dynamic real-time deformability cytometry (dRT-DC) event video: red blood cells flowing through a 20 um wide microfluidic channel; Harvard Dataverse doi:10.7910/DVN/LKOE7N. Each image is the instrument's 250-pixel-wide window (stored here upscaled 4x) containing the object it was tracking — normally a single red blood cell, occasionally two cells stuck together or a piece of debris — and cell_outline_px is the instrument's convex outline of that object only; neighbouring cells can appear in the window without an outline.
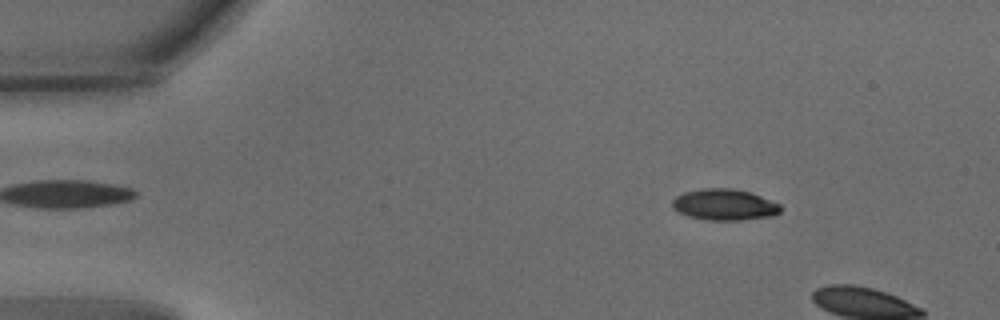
{"species": "common noctule bat (a hibernating species)", "species_latin": "Nyctalus noctula", "temperature_condition": "warm", "stored_images_in_passage": 8, "camera_frame_rate_fps": 3000, "um_per_image_px": 0.085, "animal": {"sex": "male", "body_mass_g": 15.6}, "frame": {"image": 1, "passage_image": 4, "time_ms": 1.0, "image_size_px": [1000, 320], "cell_outline_px": [[780, 212], [772, 216], [740, 220], [708, 220], [688, 216], [672, 208], [672, 200], [676, 196], [684, 192], [700, 188], [732, 188], [748, 192], [760, 196], [780, 204]], "centroid_in_image_um": [61.54, 17.39], "position_along_channel_um": 23.5, "area_um2": 19.59}}